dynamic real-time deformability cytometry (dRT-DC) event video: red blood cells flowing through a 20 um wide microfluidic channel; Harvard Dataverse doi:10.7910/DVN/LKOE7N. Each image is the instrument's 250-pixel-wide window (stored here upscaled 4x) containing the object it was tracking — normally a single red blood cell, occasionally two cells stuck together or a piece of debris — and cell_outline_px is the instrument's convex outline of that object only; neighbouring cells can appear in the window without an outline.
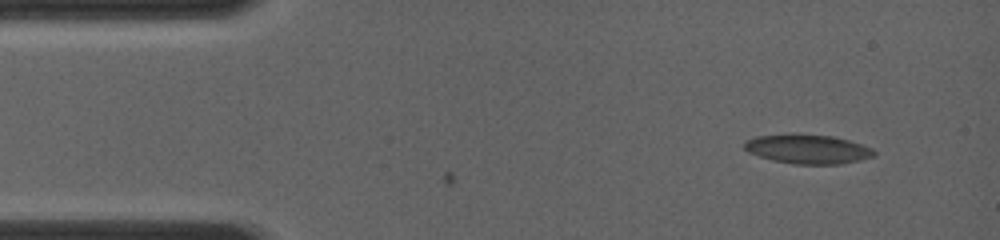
{"species": "common noctule bat (a hibernating species)", "species_latin": "Nyctalus noctula", "temperature_condition": "room temperature", "stored_images_in_passage": 7, "camera_frame_rate_fps": 4000, "um_per_image_px": 0.085, "animal": {"sex": "female", "body_mass_g": 19.0, "forearm_length_mm": 56.7}, "frame": {"image": 1, "passage_image": 7, "time_ms": 1.25, "image_size_px": [1000, 240], "cell_outline_px": [[876, 152], [872, 156], [860, 160], [840, 164], [796, 164], [772, 160], [748, 152], [744, 148], [744, 140], [756, 136], [832, 136], [848, 140], [872, 148]], "centroid_in_image_um": [68.66, 12.71], "position_along_channel_um": 16.3, "area_um2": 21.27}}